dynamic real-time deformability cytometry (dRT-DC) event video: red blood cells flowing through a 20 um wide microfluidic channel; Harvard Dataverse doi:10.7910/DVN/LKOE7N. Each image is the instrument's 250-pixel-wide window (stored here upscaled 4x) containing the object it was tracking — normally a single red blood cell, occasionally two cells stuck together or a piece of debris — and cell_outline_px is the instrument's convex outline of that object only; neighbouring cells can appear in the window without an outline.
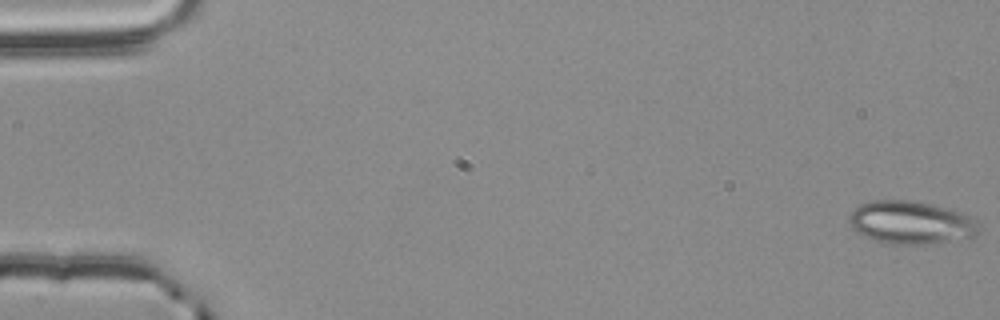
{"species": "common noctule bat (a hibernating species)", "species_latin": "Nyctalus noctula", "temperature_condition": "room temperature", "stored_images_in_passage": 56, "camera_frame_rate_fps": 3000, "um_per_image_px": 0.085, "animal": {"sex": "male", "body_mass_g": 20.4}, "frame": {"image": 1, "passage_image": 1, "time_ms": 0.0, "image_size_px": [1000, 320], "cell_outline_px": [[976, 236], [936, 244], [892, 244], [876, 240], [864, 236], [856, 232], [852, 228], [848, 220], [848, 216], [860, 204], [872, 200], [912, 200], [948, 208], [972, 216], [976, 224]], "centroid_in_image_um": [77.41, 18.92], "position_along_channel_um": 7.6, "area_um2": 32.48}}
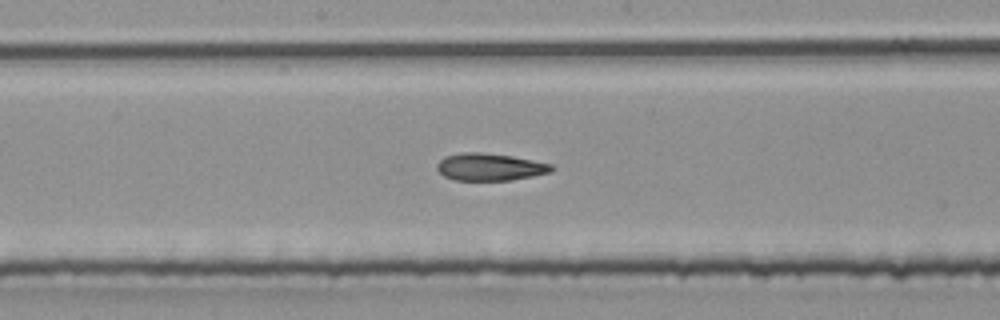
{"frame": {"image": 2, "passage_image": 30, "time_ms": 9.667, "image_size_px": [1000, 320], "cell_outline_px": [[556, 168], [552, 172], [512, 180], [456, 180], [444, 176], [436, 168], [436, 164], [444, 156], [464, 152], [480, 152], [512, 156], [552, 164]], "centroid_in_image_um": [41.65, 14.19], "position_along_channel_um": 206.5, "area_um2": 18.26}}
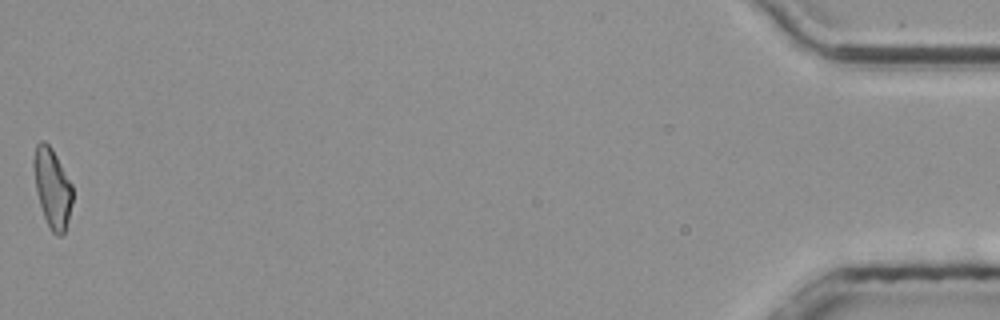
{"frame": {"image": 3, "passage_image": 56, "time_ms": 18.333, "image_size_px": [1000, 320], "cell_outline_px": [[72, 204], [68, 220], [64, 232], [60, 236], [56, 236], [52, 232], [44, 216], [40, 204], [36, 188], [32, 164], [32, 160], [36, 144], [40, 140], [44, 140], [52, 148], [72, 184]], "centroid_in_image_um": [4.43, 15.94], "position_along_channel_um": 430.8, "area_um2": 17.92}, "authors_computed_cell_mechanics": {"area_um2": 18.7561, "velocity_mm_per_s": 3.7774, "shape_relaxation_time_tau1_ms": 4.7888, "shape_relaxation_time_tau2_ms": 3.916, "deformation_change_tau1": 0.1461, "deformation_change_tau2": 0.1329}}